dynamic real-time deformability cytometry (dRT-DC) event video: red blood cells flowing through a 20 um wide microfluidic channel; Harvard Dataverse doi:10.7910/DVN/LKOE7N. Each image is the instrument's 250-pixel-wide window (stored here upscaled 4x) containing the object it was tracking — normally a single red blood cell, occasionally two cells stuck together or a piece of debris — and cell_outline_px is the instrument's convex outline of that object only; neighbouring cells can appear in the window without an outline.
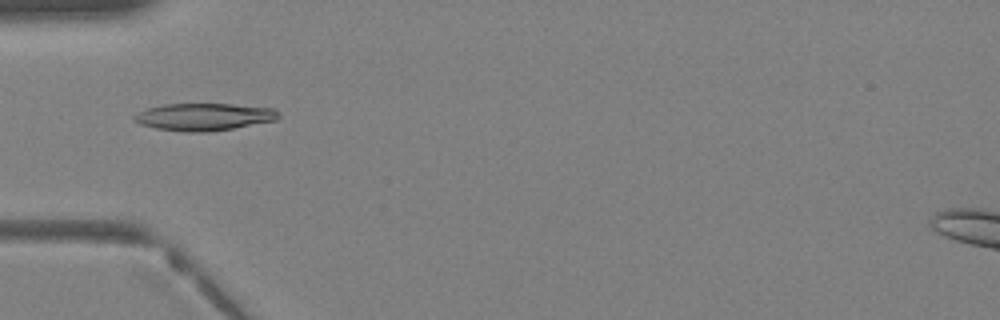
{"species": "Egyptian fruit bat (a non-hibernating species)", "species_latin": "Rousettus aegyptiacus", "temperature_condition": "warm", "stored_images_in_passage": 40, "camera_frame_rate_fps": 3000, "um_per_image_px": 0.085, "animal": {"sex": "female"}, "frame": {"image": 1, "passage_image": 14, "time_ms": 4.333, "image_size_px": [1000, 320], "cell_outline_px": [[280, 116], [276, 120], [232, 128], [208, 132], [184, 132], [156, 128], [140, 124], [132, 120], [132, 116], [148, 108], [164, 104], [232, 104], [276, 108], [280, 112]], "centroid_in_image_um": [17.35, 9.93], "position_along_channel_um": 67.6, "area_um2": 23.0}}
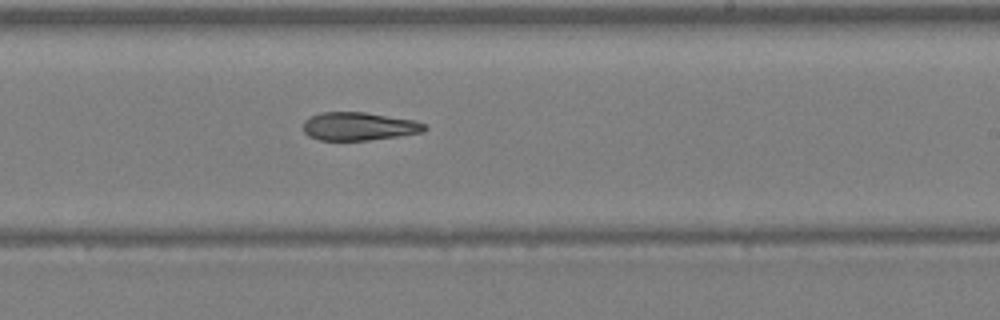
{"frame": {"image": 2, "passage_image": 25, "time_ms": 8.0, "image_size_px": [1000, 320], "cell_outline_px": [[428, 128], [424, 132], [368, 140], [320, 140], [308, 136], [304, 132], [304, 120], [308, 116], [320, 112], [364, 112], [416, 120], [424, 124]], "centroid_in_image_um": [30.49, 10.73], "position_along_channel_um": 258.5, "area_um2": 20.0}}
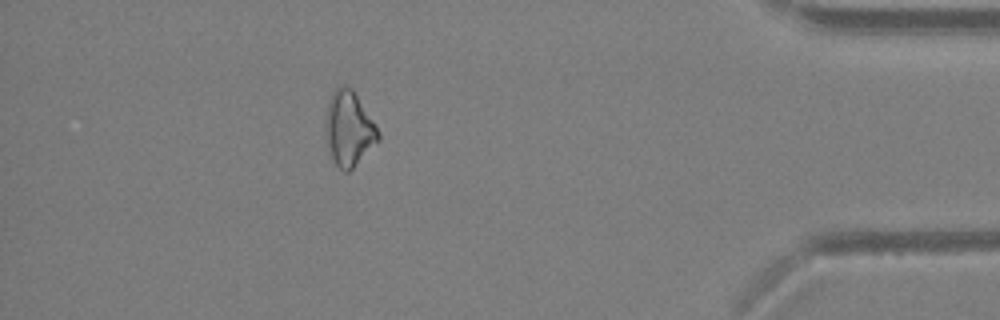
{"frame": {"image": 3, "passage_image": 36, "time_ms": 11.667, "image_size_px": [1000, 320], "cell_outline_px": [[380, 140], [348, 172], [344, 172], [336, 164], [332, 156], [324, 136], [324, 128], [328, 100], [332, 92], [336, 88], [344, 84], [352, 88], [380, 132]], "centroid_in_image_um": [29.64, 10.91], "position_along_channel_um": 405.6, "area_um2": 22.95}}